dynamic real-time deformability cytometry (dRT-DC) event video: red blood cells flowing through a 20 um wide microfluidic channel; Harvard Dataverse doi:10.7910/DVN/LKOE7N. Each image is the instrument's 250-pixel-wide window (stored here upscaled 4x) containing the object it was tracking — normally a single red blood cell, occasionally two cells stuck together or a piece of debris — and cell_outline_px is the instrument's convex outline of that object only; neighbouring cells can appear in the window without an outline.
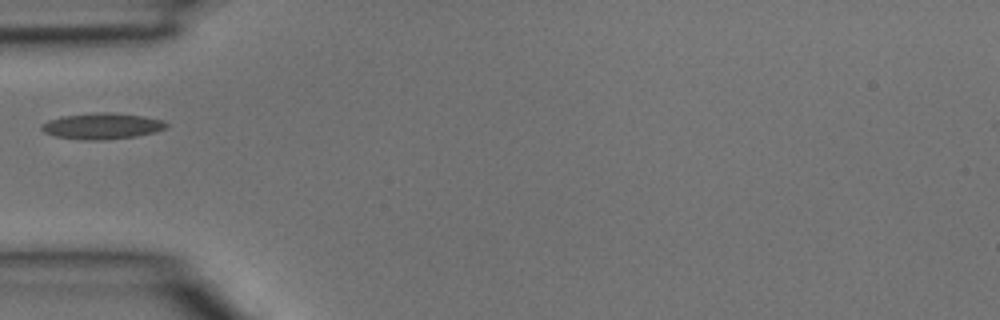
{"species": "common noctule bat (a hibernating species)", "species_latin": "Nyctalus noctula", "temperature_condition": "room temperature", "stored_images_in_passage": 1, "camera_frame_rate_fps": 3000, "um_per_image_px": 0.085, "animal": {"sex": "male", "body_mass_g": 15.6}, "frame": {"image": 1, "passage_image": 1, "time_ms": 0.0, "image_size_px": [1000, 320], "cell_outline_px": [[168, 124], [164, 128], [156, 132], [136, 136], [96, 140], [84, 140], [56, 136], [44, 132], [40, 128], [40, 124], [48, 120], [60, 116], [96, 112], [104, 112], [144, 116], [164, 120]], "centroid_in_image_um": [8.64, 10.7], "position_along_channel_um": 76.4, "area_um2": 18.9}}